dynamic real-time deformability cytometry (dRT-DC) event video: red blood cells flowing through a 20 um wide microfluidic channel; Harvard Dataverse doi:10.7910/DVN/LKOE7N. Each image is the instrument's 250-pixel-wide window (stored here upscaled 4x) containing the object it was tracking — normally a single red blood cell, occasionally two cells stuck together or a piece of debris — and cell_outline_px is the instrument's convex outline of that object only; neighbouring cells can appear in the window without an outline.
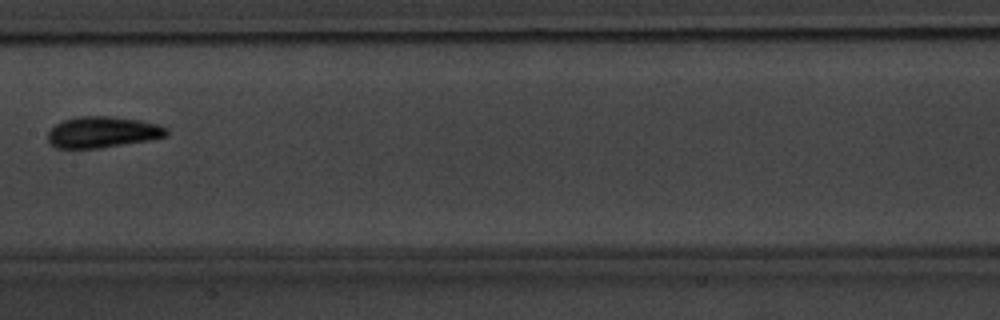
{"species": "common noctule bat (a hibernating species)", "species_latin": "Nyctalus noctula", "temperature_condition": "warm", "stored_images_in_passage": 8, "camera_frame_rate_fps": 3000, "um_per_image_px": 0.085, "animal": {"sex": "male", "body_mass_g": 20.1, "forearm_length_mm": 53.5}, "frame": {"image": 1, "passage_image": 8, "time_ms": 9.0, "image_size_px": [1000, 320], "cell_outline_px": [[168, 136], [148, 140], [100, 148], [56, 148], [48, 144], [48, 132], [56, 124], [64, 120], [80, 116], [112, 116], [140, 120], [160, 124], [168, 128]], "centroid_in_image_um": [8.73, 11.23], "position_along_channel_um": 198.7, "area_um2": 21.68}}